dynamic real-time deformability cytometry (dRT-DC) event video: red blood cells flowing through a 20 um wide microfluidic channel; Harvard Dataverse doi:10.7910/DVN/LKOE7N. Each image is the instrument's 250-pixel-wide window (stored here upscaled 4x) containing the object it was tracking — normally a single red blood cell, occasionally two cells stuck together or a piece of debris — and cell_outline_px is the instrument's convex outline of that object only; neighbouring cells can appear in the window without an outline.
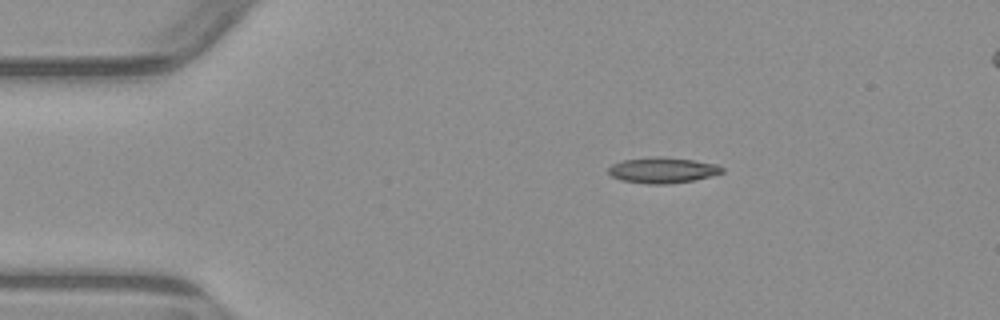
{"species": "common noctule bat (a hibernating species)", "species_latin": "Nyctalus noctula", "temperature_condition": "warm", "stored_images_in_passage": 4, "camera_frame_rate_fps": 3000, "um_per_image_px": 0.085, "animal": {"sex": "male", "body_mass_g": 23.1, "forearm_length_mm": 52.7}, "frame": {"image": 1, "passage_image": 4, "time_ms": 3.667, "image_size_px": [1000, 320], "cell_outline_px": [[724, 172], [712, 176], [692, 180], [668, 184], [648, 184], [620, 180], [612, 176], [608, 172], [608, 168], [612, 164], [620, 160], [656, 156], [664, 156], [720, 164], [724, 168]], "centroid_in_image_um": [56.33, 14.45], "position_along_channel_um": 28.7, "area_um2": 17.28}}